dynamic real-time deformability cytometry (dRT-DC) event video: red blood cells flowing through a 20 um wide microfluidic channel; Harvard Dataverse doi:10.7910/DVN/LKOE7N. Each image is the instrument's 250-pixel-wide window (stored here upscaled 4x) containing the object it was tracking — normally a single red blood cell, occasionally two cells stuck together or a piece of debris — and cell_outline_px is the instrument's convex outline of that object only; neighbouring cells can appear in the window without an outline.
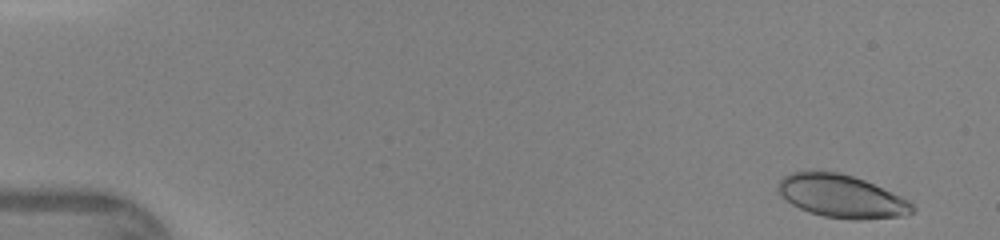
{"species": "human", "species_latin": "Homo sapiens", "temperature_condition": "warm", "stored_images_in_passage": 45, "camera_frame_rate_fps": 3000, "um_per_image_px": 0.085, "donor": {"sex": "female"}, "frame": {"image": 1, "passage_image": 1, "time_ms": 0.0, "image_size_px": [1000, 240], "cell_outline_px": [[916, 208], [912, 212], [904, 216], [860, 220], [852, 220], [824, 216], [808, 212], [792, 204], [776, 188], [776, 184], [784, 176], [792, 172], [836, 172], [852, 176], [864, 180], [900, 196], [908, 200]], "centroid_in_image_um": [71.54, 16.7], "position_along_channel_um": 13.5, "area_um2": 33.18}}
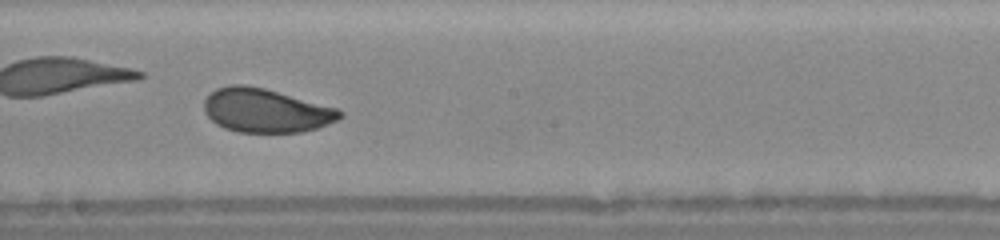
{"frame": {"image": 2, "passage_image": 25, "time_ms": 8.0, "image_size_px": [1000, 240], "cell_outline_px": [[344, 116], [336, 120], [316, 128], [300, 132], [236, 132], [224, 128], [216, 124], [204, 112], [204, 100], [216, 88], [232, 84], [244, 84], [264, 88], [336, 108], [344, 112]], "centroid_in_image_um": [22.56, 9.39], "position_along_channel_um": 225.6, "area_um2": 34.45}}
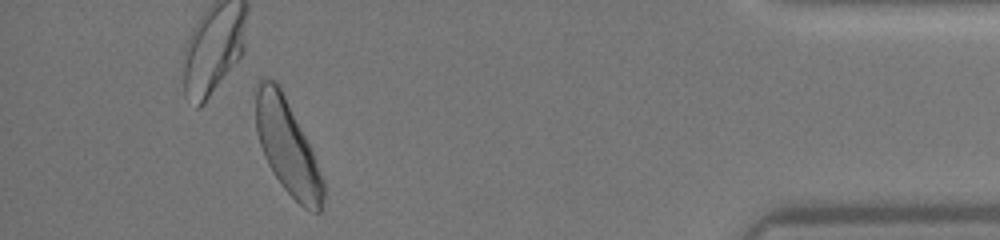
{"frame": {"image": 3, "passage_image": 41, "time_ms": 13.333, "image_size_px": [1000, 240], "cell_outline_px": [[324, 200], [320, 212], [312, 212], [304, 208], [280, 184], [272, 172], [264, 156], [260, 144], [256, 128], [256, 80], [264, 76], [280, 84], [312, 152], [324, 180]], "centroid_in_image_um": [24.41, 12.45], "position_along_channel_um": 410.8, "area_um2": 36.93}}